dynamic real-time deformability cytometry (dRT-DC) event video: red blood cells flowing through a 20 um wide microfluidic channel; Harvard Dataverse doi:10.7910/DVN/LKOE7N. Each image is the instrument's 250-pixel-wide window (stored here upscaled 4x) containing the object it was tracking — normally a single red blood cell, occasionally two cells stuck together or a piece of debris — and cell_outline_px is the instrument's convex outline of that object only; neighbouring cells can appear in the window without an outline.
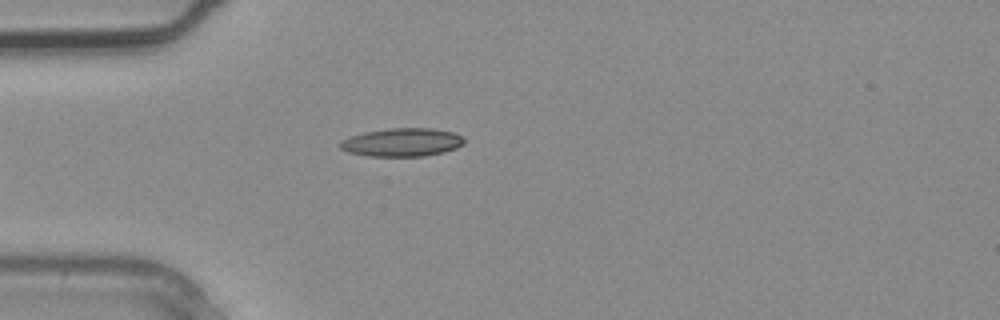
{"species": "common noctule bat (a hibernating species)", "species_latin": "Nyctalus noctula", "temperature_condition": "warm", "stored_images_in_passage": 4, "camera_frame_rate_fps": 3000, "um_per_image_px": 0.085, "animal": {"sex": "male", "body_mass_g": 20.4}, "frame": {"image": 1, "passage_image": 4, "time_ms": 1.0, "image_size_px": [1000, 320], "cell_outline_px": [[464, 144], [456, 148], [444, 152], [424, 156], [368, 156], [348, 152], [340, 148], [336, 144], [340, 140], [364, 132], [388, 128], [432, 128], [452, 132], [464, 136]], "centroid_in_image_um": [34.16, 12.09], "position_along_channel_um": 50.8, "area_um2": 20.63}}